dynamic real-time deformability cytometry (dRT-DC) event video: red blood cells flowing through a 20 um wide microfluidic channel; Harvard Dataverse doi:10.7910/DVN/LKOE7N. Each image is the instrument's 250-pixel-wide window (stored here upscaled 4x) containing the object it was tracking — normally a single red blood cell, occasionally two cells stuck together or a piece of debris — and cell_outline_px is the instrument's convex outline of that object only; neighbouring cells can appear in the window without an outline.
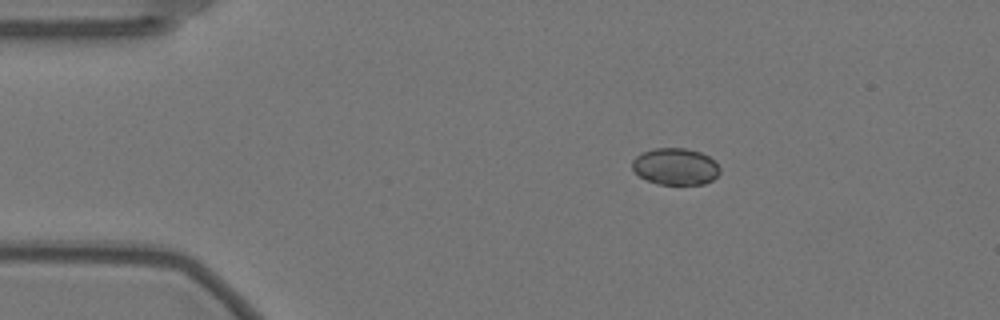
{"species": "Egyptian fruit bat (a non-hibernating species)", "species_latin": "Rousettus aegyptiacus", "temperature_condition": "warm", "stored_images_in_passage": 48, "camera_frame_rate_fps": 3000, "um_per_image_px": 0.085, "animal": {"sex": "female"}, "frame": {"image": 1, "passage_image": 1, "time_ms": 0.0, "image_size_px": [1000, 320], "cell_outline_px": [[720, 172], [712, 180], [704, 184], [660, 184], [648, 180], [640, 176], [632, 168], [632, 160], [640, 152], [652, 148], [688, 148], [700, 152], [708, 156], [720, 168]], "centroid_in_image_um": [57.39, 14.14], "position_along_channel_um": 27.6, "area_um2": 18.73}}
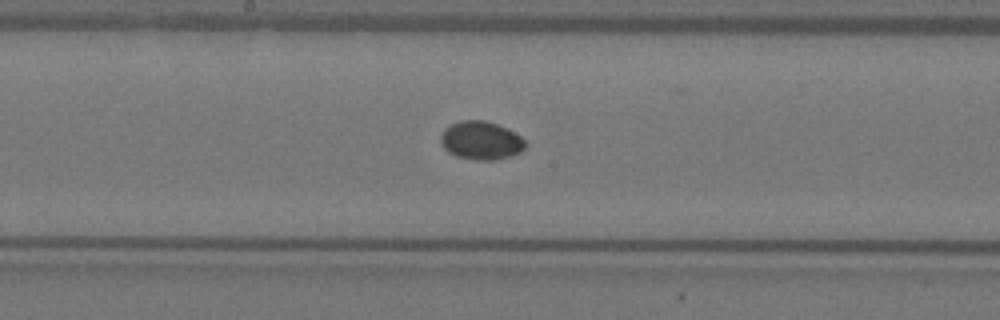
{"frame": {"image": 2, "passage_image": 21, "time_ms": 6.667, "image_size_px": [1000, 320], "cell_outline_px": [[528, 144], [520, 152], [512, 156], [496, 160], [480, 160], [456, 156], [448, 152], [444, 148], [440, 140], [440, 136], [444, 128], [448, 124], [460, 120], [484, 120], [496, 124], [520, 136]], "centroid_in_image_um": [40.86, 11.94], "position_along_channel_um": 207.3, "area_um2": 18.96}}
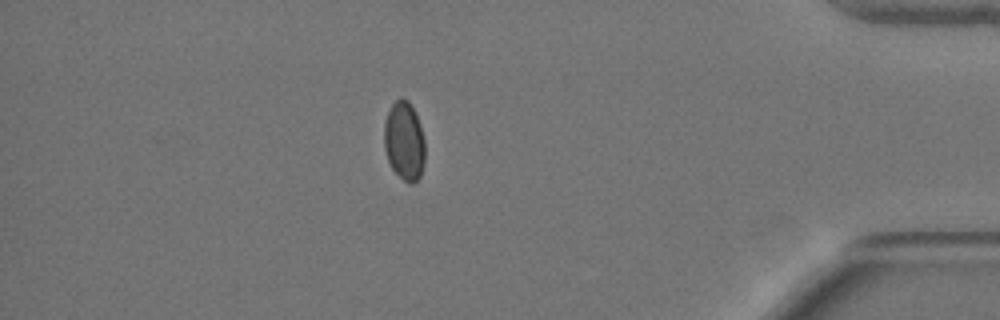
{"frame": {"image": 3, "passage_image": 41, "time_ms": 13.333, "image_size_px": [1000, 320], "cell_outline_px": [[424, 164], [420, 176], [412, 184], [404, 180], [392, 168], [388, 160], [384, 148], [384, 124], [388, 112], [392, 104], [400, 96], [408, 100], [420, 124], [424, 140]], "centroid_in_image_um": [34.35, 11.97], "position_along_channel_um": 400.8, "area_um2": 18.61}, "authors_computed_cell_mechanics": {"area_um2": 18.6405, "velocity_mm_per_s": 3.5377, "shape_relaxation_time_tau1_ms": null, "shape_relaxation_time_tau2_ms": 3.9677, "deformation_change_tau1": null, "deformation_change_tau2": 0.0226}}